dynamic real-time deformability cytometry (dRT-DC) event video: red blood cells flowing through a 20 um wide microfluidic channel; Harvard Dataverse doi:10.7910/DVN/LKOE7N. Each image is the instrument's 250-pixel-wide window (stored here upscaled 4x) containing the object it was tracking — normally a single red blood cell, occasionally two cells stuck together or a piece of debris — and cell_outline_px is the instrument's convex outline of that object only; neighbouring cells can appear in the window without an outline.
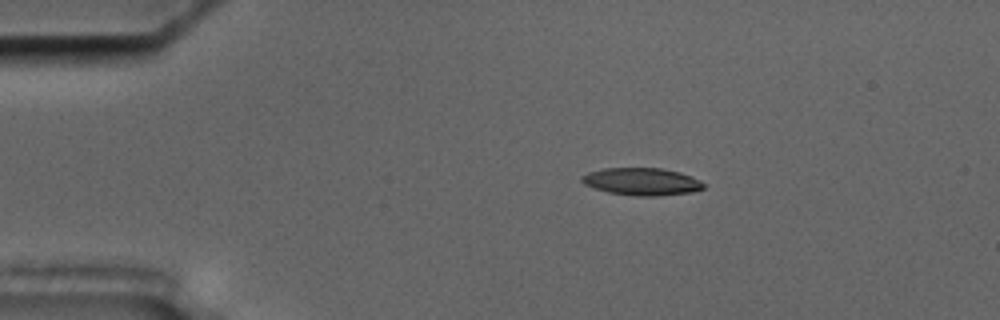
{"species": "common noctule bat (a hibernating species)", "species_latin": "Nyctalus noctula", "temperature_condition": "cold", "stored_images_in_passage": 9, "camera_frame_rate_fps": 3000, "um_per_image_px": 0.085, "animal": {"sex": "male", "body_mass_g": 17.5, "forearm_length_mm": 52.3}, "frame": {"image": 1, "passage_image": 1, "time_ms": 0.0, "image_size_px": [1000, 320], "cell_outline_px": [[704, 188], [692, 192], [660, 196], [636, 196], [608, 192], [584, 184], [580, 180], [580, 176], [588, 172], [604, 168], [660, 168], [680, 172], [692, 176], [700, 180], [704, 184]], "centroid_in_image_um": [54.56, 15.43], "position_along_channel_um": 30.4, "area_um2": 19.54}}